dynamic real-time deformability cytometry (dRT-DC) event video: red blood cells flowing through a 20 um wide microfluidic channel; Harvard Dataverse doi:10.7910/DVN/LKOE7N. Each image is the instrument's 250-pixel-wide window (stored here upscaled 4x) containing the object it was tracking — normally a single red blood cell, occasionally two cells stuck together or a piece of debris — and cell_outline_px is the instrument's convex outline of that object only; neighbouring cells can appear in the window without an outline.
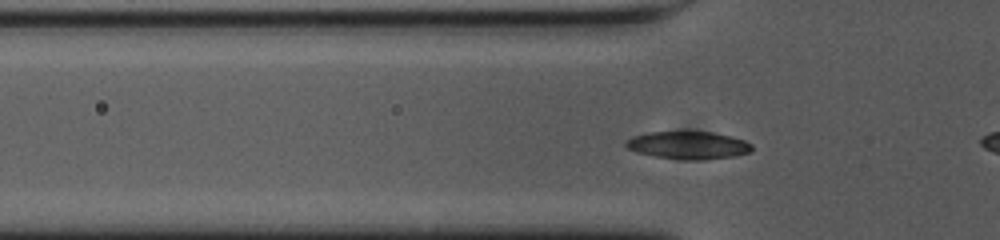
{"species": "common noctule bat (a hibernating species)", "species_latin": "Nyctalus noctula", "temperature_condition": "cold", "stored_images_in_passage": 51, "camera_frame_rate_fps": 3000, "um_per_image_px": 0.085, "animal": {"sex": "female", "body_mass_g": 23.0, "forearm_length_mm": 53.4}, "frame": {"image": 1, "passage_image": 12, "time_ms": 3.667, "image_size_px": [1000, 240], "cell_outline_px": [[752, 148], [748, 152], [732, 156], [700, 160], [688, 160], [652, 156], [636, 152], [628, 148], [624, 144], [632, 136], [648, 132], [712, 132], [732, 136], [744, 140], [752, 144]], "centroid_in_image_um": [58.48, 12.34], "position_along_channel_um": 67.3, "area_um2": 20.17}}
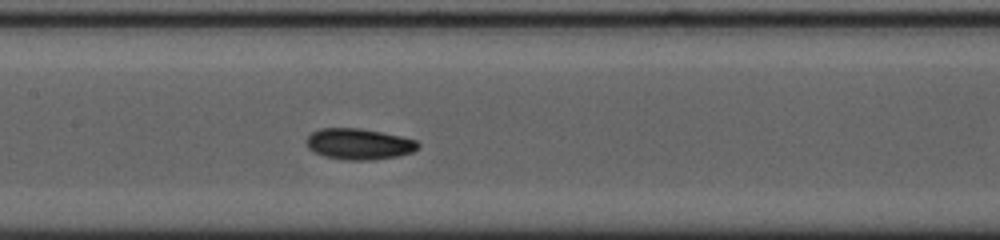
{"frame": {"image": 2, "passage_image": 21, "time_ms": 6.667, "image_size_px": [1000, 240], "cell_outline_px": [[420, 148], [412, 152], [396, 156], [372, 160], [348, 160], [324, 156], [308, 148], [304, 140], [312, 132], [320, 128], [360, 128], [400, 136], [416, 140], [420, 144]], "centroid_in_image_um": [30.5, 12.24], "position_along_channel_um": 176.9, "area_um2": 20.17}}
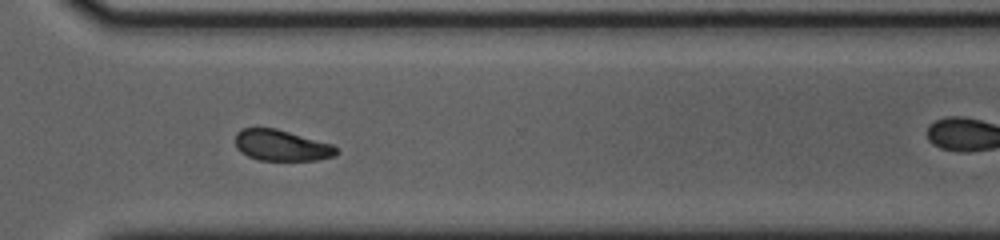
{"frame": {"image": 3, "passage_image": 35, "time_ms": 11.333, "image_size_px": [1000, 240], "cell_outline_px": [[340, 152], [336, 156], [316, 160], [260, 160], [248, 156], [240, 152], [236, 148], [236, 132], [240, 128], [276, 128], [332, 144]], "centroid_in_image_um": [23.93, 12.36], "position_along_channel_um": 346.7, "area_um2": 18.32}, "authors_computed_cell_mechanics": {"area_um2": 18.785, "velocity_mm_per_s": 3.6431, "shape_relaxation_time_tau1_ms": 2.013, "shape_relaxation_time_tau2_ms": 4.382, "deformation_change_tau1": 0.1052, "deformation_change_tau2": 0.0753}}